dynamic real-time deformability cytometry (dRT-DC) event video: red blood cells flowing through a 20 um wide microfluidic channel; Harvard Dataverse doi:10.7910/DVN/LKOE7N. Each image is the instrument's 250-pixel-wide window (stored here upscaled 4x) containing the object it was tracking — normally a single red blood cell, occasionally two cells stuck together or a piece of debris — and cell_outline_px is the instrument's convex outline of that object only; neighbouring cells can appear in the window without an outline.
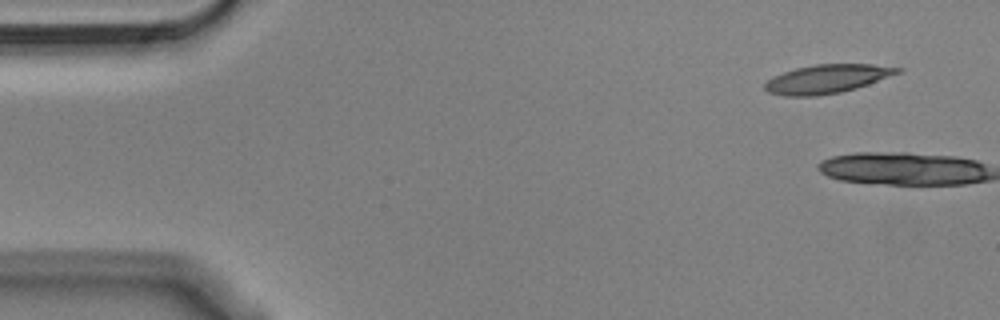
{"species": "Egyptian fruit bat (a non-hibernating species)", "species_latin": "Rousettus aegyptiacus", "temperature_condition": "cold", "stored_images_in_passage": 3, "camera_frame_rate_fps": 3000, "um_per_image_px": 0.085, "animal": {"sex": "male"}, "frame": {"image": 1, "passage_image": 1, "time_ms": 0.0, "image_size_px": [1000, 320], "cell_outline_px": [[904, 68], [900, 72], [868, 84], [856, 88], [840, 92], [816, 96], [784, 96], [768, 92], [764, 88], [764, 84], [768, 80], [784, 72], [796, 68], [816, 64], [872, 64]], "centroid_in_image_um": [70.3, 6.71], "position_along_channel_um": 14.7, "area_um2": 21.96}}